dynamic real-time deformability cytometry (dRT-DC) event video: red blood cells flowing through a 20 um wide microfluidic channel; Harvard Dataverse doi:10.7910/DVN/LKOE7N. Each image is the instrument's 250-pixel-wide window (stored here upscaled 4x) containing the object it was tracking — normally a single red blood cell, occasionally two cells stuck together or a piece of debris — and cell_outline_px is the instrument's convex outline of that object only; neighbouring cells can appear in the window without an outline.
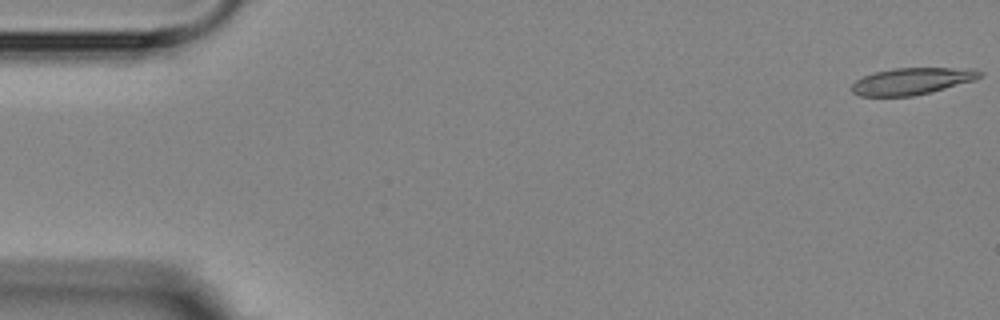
{"species": "Egyptian fruit bat (a non-hibernating species)", "species_latin": "Rousettus aegyptiacus", "temperature_condition": "room temperature", "stored_images_in_passage": 2, "camera_frame_rate_fps": 3000, "um_per_image_px": 0.085, "animal": {"sex": "female"}, "frame": {"image": 1, "passage_image": 1, "time_ms": 0.0, "image_size_px": [1000, 320], "cell_outline_px": [[984, 72], [976, 80], [912, 96], [860, 96], [852, 92], [852, 84], [856, 80], [864, 76], [876, 72], [896, 68], [976, 68]], "centroid_in_image_um": [77.55, 6.89], "position_along_channel_um": 7.5, "area_um2": 19.83}}